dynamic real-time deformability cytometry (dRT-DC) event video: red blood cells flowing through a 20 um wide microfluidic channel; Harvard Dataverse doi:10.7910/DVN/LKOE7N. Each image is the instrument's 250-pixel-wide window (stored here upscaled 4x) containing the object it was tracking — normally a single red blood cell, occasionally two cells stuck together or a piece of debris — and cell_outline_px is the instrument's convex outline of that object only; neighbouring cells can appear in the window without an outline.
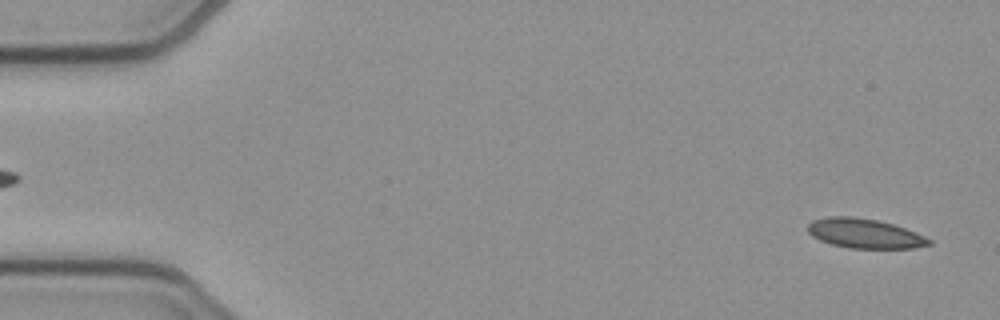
{"species": "common noctule bat (a hibernating species)", "species_latin": "Nyctalus noctula", "temperature_condition": "cold", "stored_images_in_passage": 52, "camera_frame_rate_fps": 3000, "um_per_image_px": 0.085, "animal": {"sex": "female", "body_mass_g": 21.9}, "frame": {"image": 1, "passage_image": 2, "time_ms": 0.333, "image_size_px": [1000, 320], "cell_outline_px": [[932, 244], [912, 248], [848, 248], [832, 244], [820, 240], [812, 236], [808, 232], [808, 224], [812, 220], [828, 216], [852, 216], [876, 220], [892, 224], [916, 232], [932, 240]], "centroid_in_image_um": [73.48, 19.84], "position_along_channel_um": 11.5, "area_um2": 20.81}}
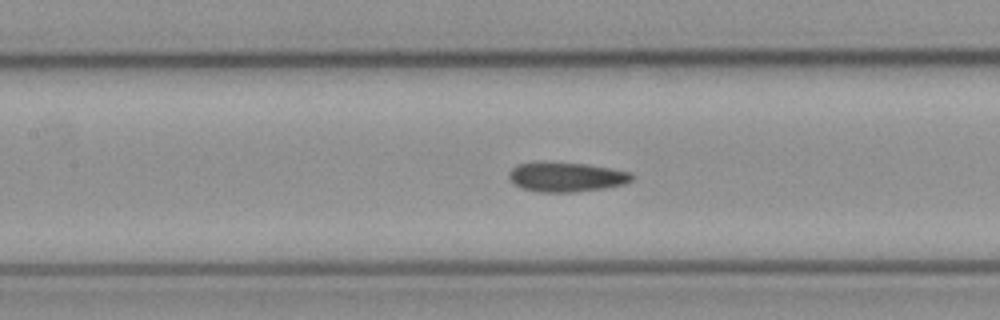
{"frame": {"image": 2, "passage_image": 23, "time_ms": 7.333, "image_size_px": [1000, 320], "cell_outline_px": [[632, 180], [624, 184], [604, 188], [576, 192], [536, 192], [524, 188], [516, 184], [508, 176], [508, 172], [516, 164], [540, 160], [588, 164], [612, 168], [632, 172]], "centroid_in_image_um": [48.12, 15.01], "position_along_channel_um": 159.3, "area_um2": 21.62}}
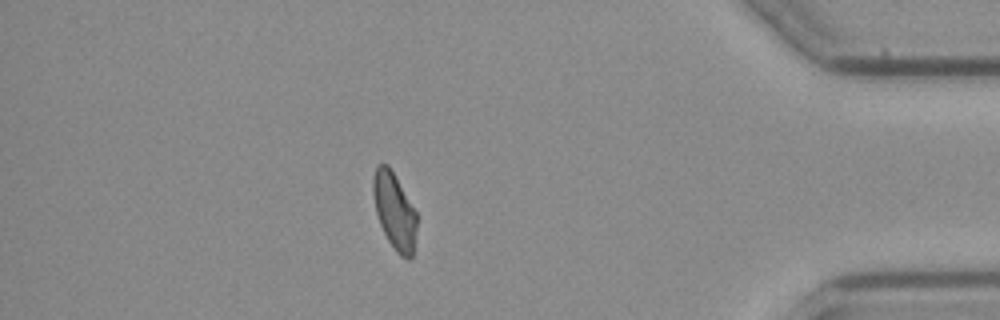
{"frame": {"image": 3, "passage_image": 45, "time_ms": 14.667, "image_size_px": [1000, 320], "cell_outline_px": [[416, 228], [412, 256], [408, 260], [400, 256], [396, 252], [388, 240], [380, 224], [376, 212], [372, 192], [372, 176], [376, 164], [388, 164], [416, 212]], "centroid_in_image_um": [33.49, 17.92], "position_along_channel_um": 401.7, "area_um2": 19.31}, "authors_computed_cell_mechanics": {"area_um2": 21.0103, "velocity_mm_per_s": 3.8934, "shape_relaxation_time_tau1_ms": null, "shape_relaxation_time_tau2_ms": 3.0216, "deformation_change_tau1": null, "deformation_change_tau2": 0.0789}}